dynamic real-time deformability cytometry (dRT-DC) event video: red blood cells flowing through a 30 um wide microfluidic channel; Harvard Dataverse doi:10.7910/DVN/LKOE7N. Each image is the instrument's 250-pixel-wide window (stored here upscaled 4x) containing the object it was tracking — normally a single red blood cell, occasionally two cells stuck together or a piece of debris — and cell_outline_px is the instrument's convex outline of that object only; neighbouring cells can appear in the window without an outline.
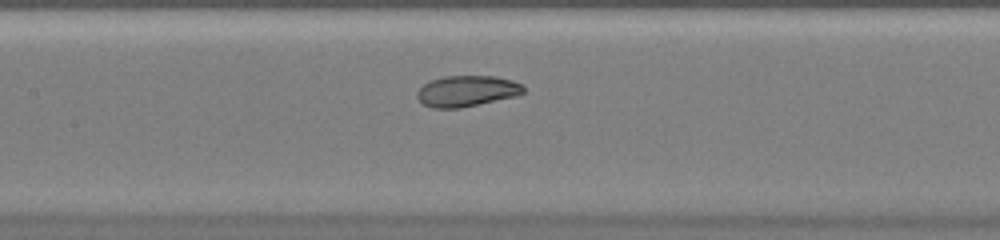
{"species": "common noctule bat (a hibernating species)", "species_latin": "Nyctalus noctula", "temperature_condition": "warm", "stored_images_in_passage": 38, "camera_frame_rate_fps": 3000, "um_per_image_px": 0.085, "animal": {"sex": "female", "body_mass_g": 20.0, "forearm_length_mm": 54.0}, "frame": {"image": 1, "passage_image": 14, "time_ms": 4.333, "image_size_px": [1000, 240], "cell_outline_px": [[524, 92], [520, 96], [460, 108], [432, 108], [424, 104], [416, 96], [416, 92], [424, 84], [432, 80], [444, 76], [496, 76], [512, 80], [520, 84], [524, 88]], "centroid_in_image_um": [39.71, 7.74], "position_along_channel_um": 167.7, "area_um2": 19.31}}
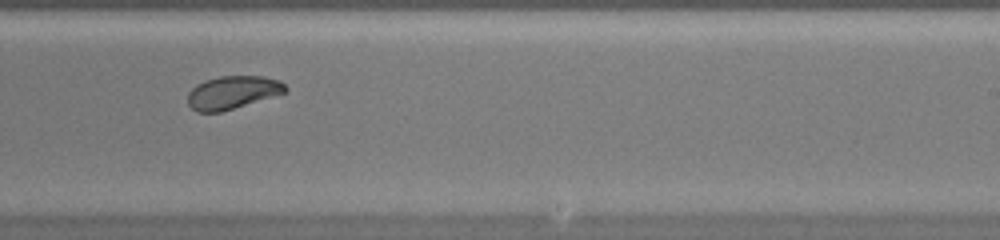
{"frame": {"image": 2, "passage_image": 21, "time_ms": 6.667, "image_size_px": [1000, 240], "cell_outline_px": [[288, 92], [220, 112], [196, 112], [188, 104], [188, 92], [196, 84], [204, 80], [220, 76], [264, 76], [280, 80], [288, 88]], "centroid_in_image_um": [19.77, 7.85], "position_along_channel_um": 269.2, "area_um2": 18.9}}
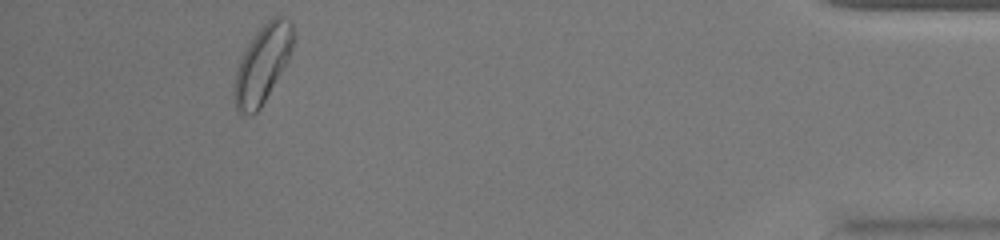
{"frame": {"image": 3, "passage_image": 35, "time_ms": 11.333, "image_size_px": [1000, 240], "cell_outline_px": [[292, 48], [288, 60], [260, 108], [252, 116], [240, 112], [236, 108], [236, 72], [240, 60], [248, 44], [256, 32], [268, 20], [276, 16], [284, 16], [292, 24]], "centroid_in_image_um": [22.33, 5.42], "position_along_channel_um": 412.9, "area_um2": 25.61}}